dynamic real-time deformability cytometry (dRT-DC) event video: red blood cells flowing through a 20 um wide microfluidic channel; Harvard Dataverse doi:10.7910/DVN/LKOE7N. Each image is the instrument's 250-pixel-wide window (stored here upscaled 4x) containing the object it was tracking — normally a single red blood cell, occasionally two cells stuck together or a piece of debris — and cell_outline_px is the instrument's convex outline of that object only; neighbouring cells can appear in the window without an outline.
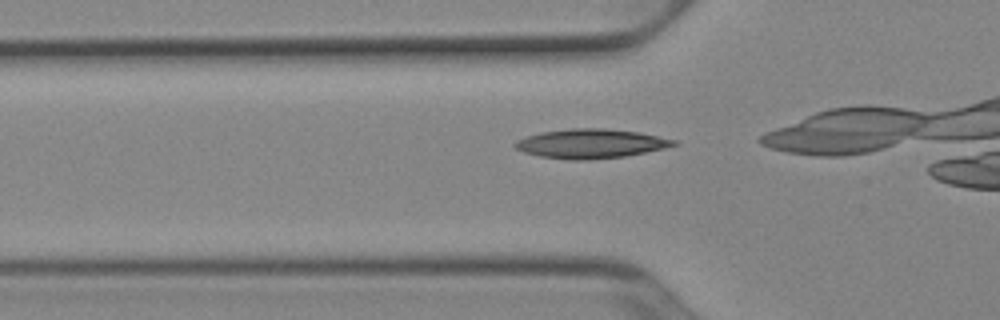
{"species": "Egyptian fruit bat (a non-hibernating species)", "species_latin": "Rousettus aegyptiacus", "temperature_condition": "cold", "stored_images_in_passage": 18, "camera_frame_rate_fps": 3000, "um_per_image_px": 0.085, "animal": {"sex": "female"}, "frame": {"image": 1, "passage_image": 11, "time_ms": 3.333, "image_size_px": [1000, 320], "cell_outline_px": [[680, 144], [664, 148], [624, 156], [588, 160], [572, 160], [540, 156], [524, 152], [516, 148], [512, 144], [516, 140], [540, 132], [572, 128], [604, 128], [636, 132], [676, 140]], "centroid_in_image_um": [50.19, 12.21], "position_along_channel_um": 75.6, "area_um2": 26.82}}